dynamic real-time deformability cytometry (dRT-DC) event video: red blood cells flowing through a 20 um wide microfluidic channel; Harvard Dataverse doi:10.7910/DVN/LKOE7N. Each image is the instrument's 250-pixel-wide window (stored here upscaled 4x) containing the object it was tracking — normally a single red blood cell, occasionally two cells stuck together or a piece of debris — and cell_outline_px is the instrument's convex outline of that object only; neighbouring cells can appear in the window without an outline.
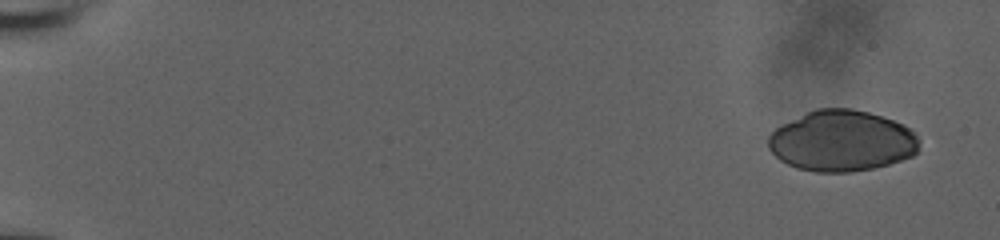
{"species": "human", "species_latin": "Homo sapiens", "temperature_condition": "room temperature", "stored_images_in_passage": 47, "camera_frame_rate_fps": 3000, "um_per_image_px": 0.085, "donor": {"sex": "male"}, "frame": {"image": 1, "passage_image": 1, "time_ms": 0.0, "image_size_px": [1000, 240], "cell_outline_px": [[916, 152], [912, 156], [888, 164], [872, 168], [852, 172], [816, 172], [796, 168], [780, 160], [768, 148], [768, 136], [776, 128], [816, 108], [852, 108], [868, 112], [904, 124], [912, 128], [916, 136]], "centroid_in_image_um": [71.53, 11.98], "position_along_channel_um": 13.5, "area_um2": 53.23}}
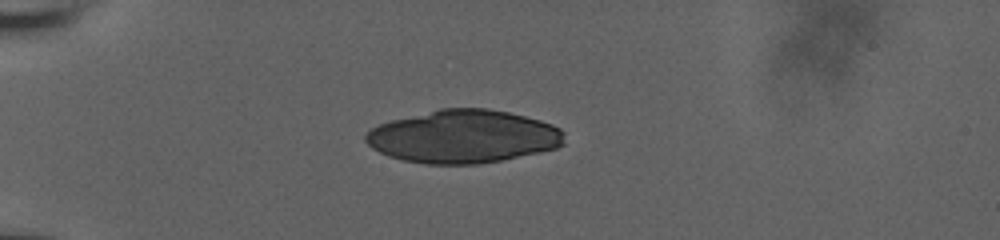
{"frame": {"image": 2, "passage_image": 12, "time_ms": 3.667, "image_size_px": [1000, 240], "cell_outline_px": [[564, 144], [556, 148], [540, 152], [500, 160], [476, 164], [424, 164], [404, 160], [388, 156], [372, 148], [364, 140], [364, 136], [372, 128], [380, 124], [392, 120], [440, 108], [488, 108], [508, 112], [540, 120], [552, 124], [560, 128], [564, 132]], "centroid_in_image_um": [39.39, 11.6], "position_along_channel_um": 45.6, "area_um2": 61.33}}